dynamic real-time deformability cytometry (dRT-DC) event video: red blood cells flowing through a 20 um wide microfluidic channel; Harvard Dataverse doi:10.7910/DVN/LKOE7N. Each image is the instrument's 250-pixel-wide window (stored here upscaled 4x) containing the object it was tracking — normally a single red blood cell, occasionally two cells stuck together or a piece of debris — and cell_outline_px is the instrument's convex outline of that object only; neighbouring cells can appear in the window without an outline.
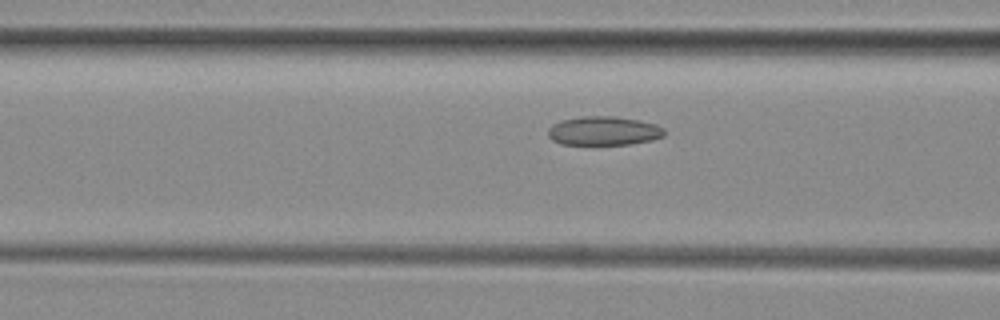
{"species": "common noctule bat (a hibernating species)", "species_latin": "Nyctalus noctula", "temperature_condition": "room temperature", "stored_images_in_passage": 9, "camera_frame_rate_fps": 3000, "um_per_image_px": 0.085, "animal": {"sex": "female", "body_mass_g": 29.2, "forearm_length_mm": 56.3}, "frame": {"image": 1, "passage_image": 7, "time_ms": 2.0, "image_size_px": [1000, 320], "cell_outline_px": [[664, 136], [652, 140], [628, 144], [560, 144], [552, 140], [548, 136], [548, 128], [552, 124], [560, 120], [580, 116], [616, 116], [640, 120], [656, 124], [664, 128]], "centroid_in_image_um": [51.3, 11.11], "position_along_channel_um": 115.3, "area_um2": 19.77}}